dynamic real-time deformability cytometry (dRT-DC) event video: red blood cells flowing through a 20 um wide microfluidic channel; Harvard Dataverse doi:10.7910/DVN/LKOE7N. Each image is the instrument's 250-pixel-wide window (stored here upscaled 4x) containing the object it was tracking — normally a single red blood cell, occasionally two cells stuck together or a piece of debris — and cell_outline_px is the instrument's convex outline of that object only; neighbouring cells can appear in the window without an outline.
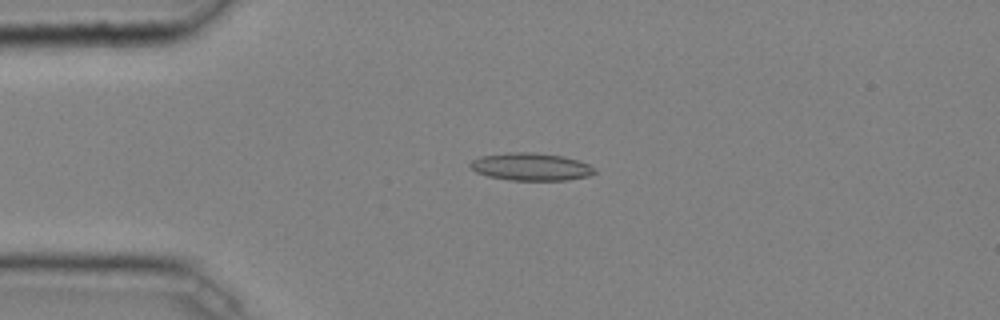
{"species": "common noctule bat (a hibernating species)", "species_latin": "Nyctalus noctula", "temperature_condition": "cold", "stored_images_in_passage": 46, "camera_frame_rate_fps": 3000, "um_per_image_px": 0.085, "animal": {"sex": "male", "body_mass_g": 20.4}, "frame": {"image": 1, "passage_image": 10, "time_ms": 3.0, "image_size_px": [1000, 320], "cell_outline_px": [[596, 172], [588, 176], [568, 180], [508, 180], [488, 176], [476, 172], [468, 168], [468, 164], [472, 160], [480, 156], [508, 152], [532, 152], [564, 156], [580, 160], [596, 168]], "centroid_in_image_um": [45.11, 14.17], "position_along_channel_um": 39.9, "area_um2": 20.29}}
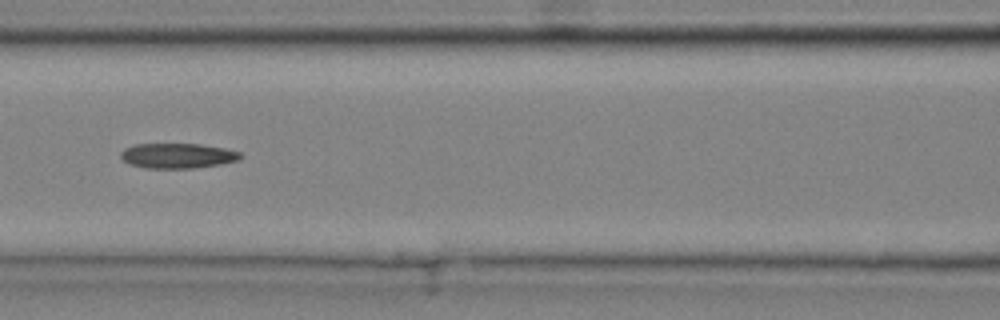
{"frame": {"image": 2, "passage_image": 20, "time_ms": 6.333, "image_size_px": [1000, 320], "cell_outline_px": [[244, 156], [240, 160], [220, 164], [192, 168], [144, 168], [128, 164], [120, 156], [120, 152], [124, 148], [136, 144], [200, 144], [224, 148], [240, 152]], "centroid_in_image_um": [15.09, 13.24], "position_along_channel_um": 151.5, "area_um2": 17.57}}
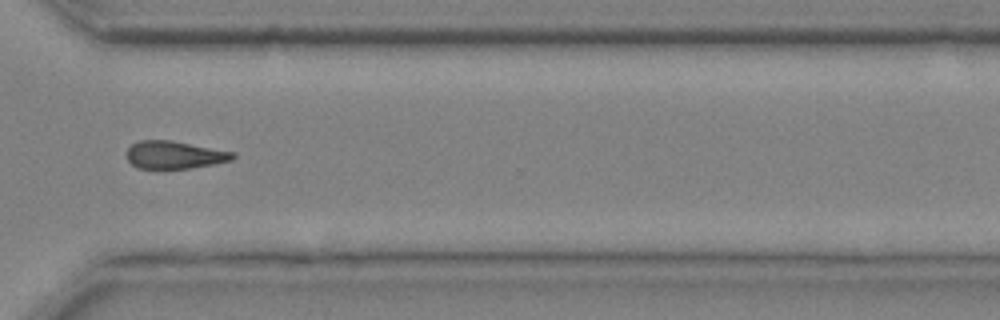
{"frame": {"image": 3, "passage_image": 35, "time_ms": 11.333, "image_size_px": [1000, 320], "cell_outline_px": [[236, 156], [232, 160], [192, 168], [136, 168], [128, 160], [128, 148], [132, 144], [140, 140], [172, 140], [236, 152]], "centroid_in_image_um": [14.87, 13.15], "position_along_channel_um": 355.7, "area_um2": 17.11}}